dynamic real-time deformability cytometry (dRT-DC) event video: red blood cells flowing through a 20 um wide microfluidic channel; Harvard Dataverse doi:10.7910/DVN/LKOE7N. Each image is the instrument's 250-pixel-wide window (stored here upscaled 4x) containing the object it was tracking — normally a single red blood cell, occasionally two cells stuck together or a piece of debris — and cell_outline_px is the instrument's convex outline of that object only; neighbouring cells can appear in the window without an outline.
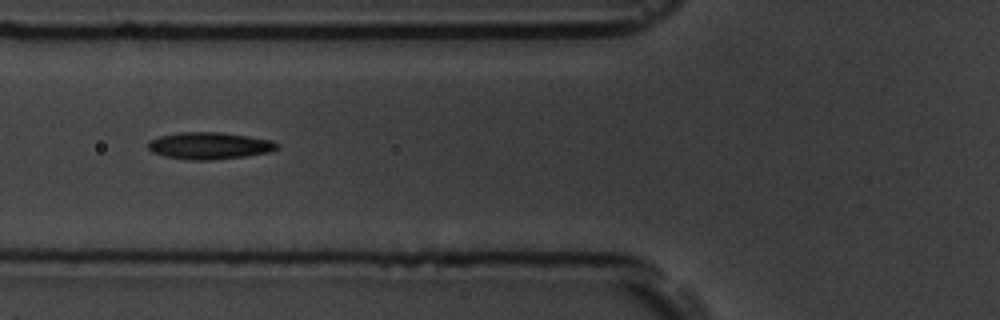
{"species": "common noctule bat (a hibernating species)", "species_latin": "Nyctalus noctula", "temperature_condition": "room temperature", "stored_images_in_passage": 17, "camera_frame_rate_fps": 3000, "um_per_image_px": 0.085, "animal": {"sex": "male", "body_mass_g": 19.5, "forearm_length_mm": 54.6}, "frame": {"image": 1, "passage_image": 6, "time_ms": 1.667, "image_size_px": [1000, 320], "cell_outline_px": [[280, 144], [276, 148], [268, 152], [244, 156], [212, 160], [188, 160], [164, 156], [152, 152], [148, 148], [148, 140], [160, 136], [180, 132], [220, 132], [248, 136], [272, 140]], "centroid_in_image_um": [17.77, 12.38], "position_along_channel_um": 108.0, "area_um2": 20.23}}
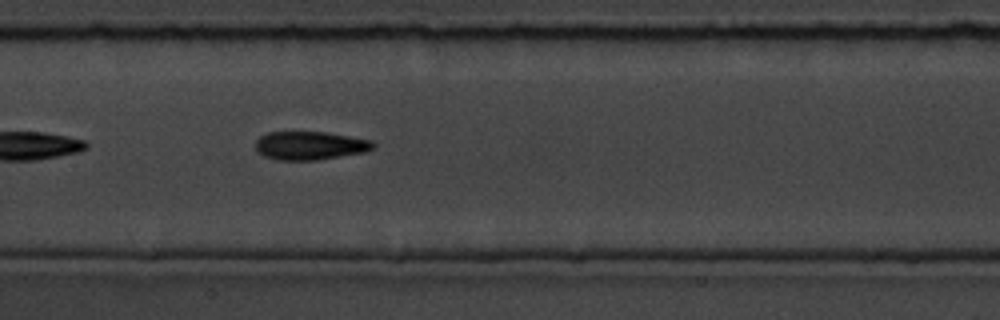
{"frame": {"image": 2, "passage_image": 12, "time_ms": 3.667, "image_size_px": [1000, 320], "cell_outline_px": [[376, 144], [372, 148], [364, 152], [316, 160], [276, 160], [264, 156], [256, 152], [256, 140], [260, 136], [268, 132], [324, 132], [372, 140]], "centroid_in_image_um": [26.31, 12.37], "position_along_channel_um": 181.1, "area_um2": 19.42}}